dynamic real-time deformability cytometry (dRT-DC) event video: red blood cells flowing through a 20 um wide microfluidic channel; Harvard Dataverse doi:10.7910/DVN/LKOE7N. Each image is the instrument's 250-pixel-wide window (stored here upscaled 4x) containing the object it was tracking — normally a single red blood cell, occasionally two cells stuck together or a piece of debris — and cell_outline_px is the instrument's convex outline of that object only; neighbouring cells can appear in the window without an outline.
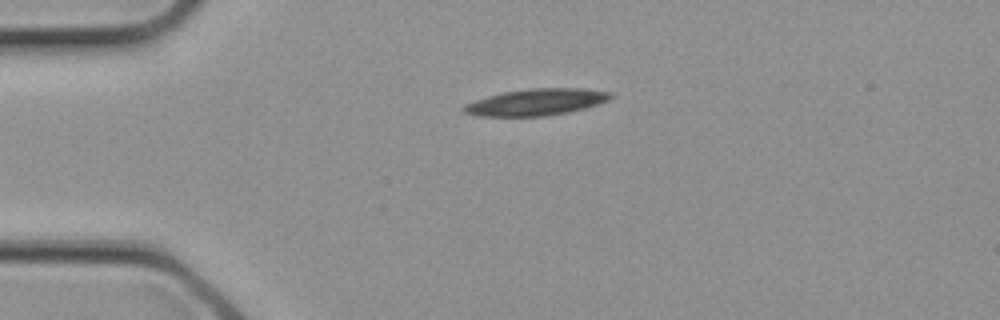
{"species": "common noctule bat (a hibernating species)", "species_latin": "Nyctalus noctula", "temperature_condition": "cold", "stored_images_in_passage": 3, "camera_frame_rate_fps": 3000, "um_per_image_px": 0.085, "animal": {"sex": "female", "body_mass_g": 21.9}, "frame": {"image": 1, "passage_image": 3, "time_ms": 0.667, "image_size_px": [1000, 320], "cell_outline_px": [[612, 96], [608, 100], [584, 108], [568, 112], [544, 116], [476, 116], [464, 112], [460, 108], [464, 104], [488, 96], [504, 92], [532, 88], [584, 88], [612, 92]], "centroid_in_image_um": [45.55, 8.68], "position_along_channel_um": 39.4, "area_um2": 22.66}}